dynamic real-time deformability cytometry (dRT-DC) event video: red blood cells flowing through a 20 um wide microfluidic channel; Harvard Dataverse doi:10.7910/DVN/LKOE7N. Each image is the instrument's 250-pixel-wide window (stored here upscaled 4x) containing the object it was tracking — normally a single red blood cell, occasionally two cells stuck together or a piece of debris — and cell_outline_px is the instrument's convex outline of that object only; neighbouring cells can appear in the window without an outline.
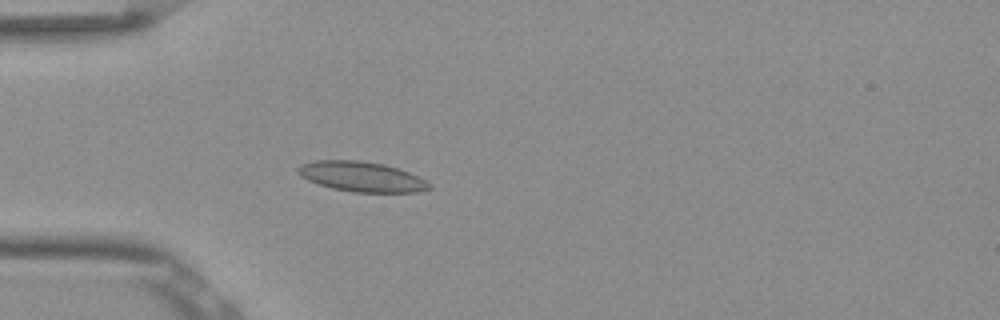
{"species": "Egyptian fruit bat (a non-hibernating species)", "species_latin": "Rousettus aegyptiacus", "temperature_condition": "room temperature", "stored_images_in_passage": 38, "camera_frame_rate_fps": 3000, "um_per_image_px": 0.085, "frame": {"image": 1, "passage_image": 1, "time_ms": 0.0, "image_size_px": [1000, 320], "cell_outline_px": [[432, 188], [416, 192], [352, 192], [332, 188], [308, 180], [300, 176], [296, 172], [296, 168], [300, 164], [316, 160], [360, 160], [384, 164], [408, 172], [432, 184]], "centroid_in_image_um": [30.7, 15.01], "position_along_channel_um": 54.3, "area_um2": 22.95}}
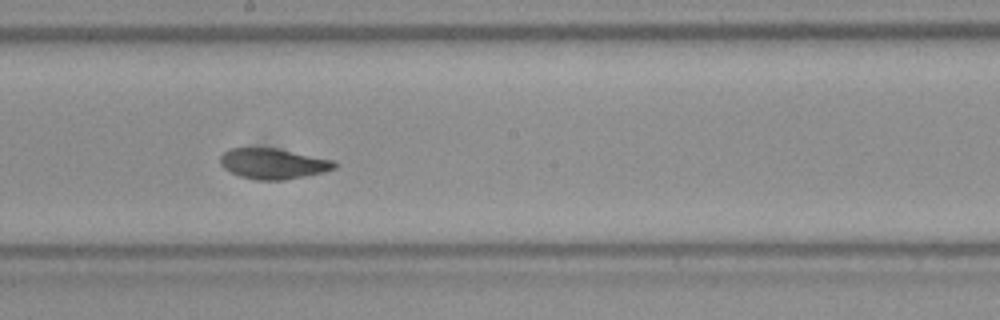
{"frame": {"image": 2, "passage_image": 15, "time_ms": 4.667, "image_size_px": [1000, 320], "cell_outline_px": [[336, 168], [324, 172], [284, 180], [256, 180], [240, 176], [224, 168], [220, 164], [220, 156], [228, 148], [276, 148], [332, 160], [336, 164]], "centroid_in_image_um": [23.19, 13.91], "position_along_channel_um": 225.0, "area_um2": 20.17}}
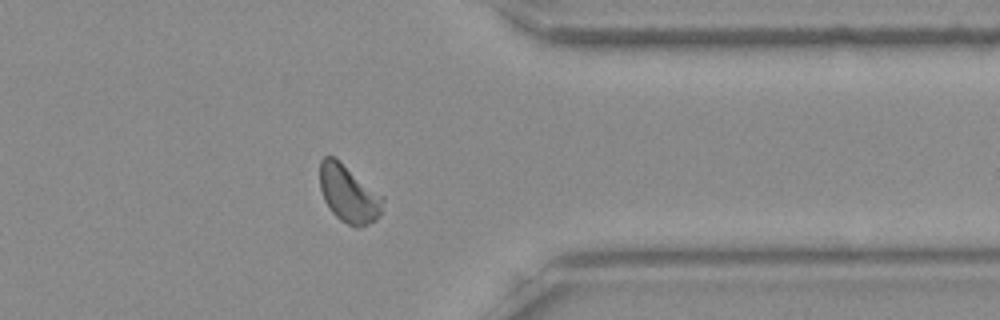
{"frame": {"image": 3, "passage_image": 28, "time_ms": 9.0, "image_size_px": [1000, 320], "cell_outline_px": [[384, 200], [380, 216], [376, 220], [368, 224], [356, 228], [340, 220], [332, 212], [324, 200], [320, 188], [320, 160], [324, 156], [332, 156], [384, 196]], "centroid_in_image_um": [29.65, 16.5], "position_along_channel_um": 381.8, "area_um2": 20.92}, "authors_computed_cell_mechanics": {"area_um2": 20.3745, "velocity_mm_per_s": 3.8269, "shape_relaxation_time_tau1_ms": 8.4486, "shape_relaxation_time_tau2_ms": 1.7899, "deformation_change_tau1": 0.1424, "deformation_change_tau2": 0.0471}}